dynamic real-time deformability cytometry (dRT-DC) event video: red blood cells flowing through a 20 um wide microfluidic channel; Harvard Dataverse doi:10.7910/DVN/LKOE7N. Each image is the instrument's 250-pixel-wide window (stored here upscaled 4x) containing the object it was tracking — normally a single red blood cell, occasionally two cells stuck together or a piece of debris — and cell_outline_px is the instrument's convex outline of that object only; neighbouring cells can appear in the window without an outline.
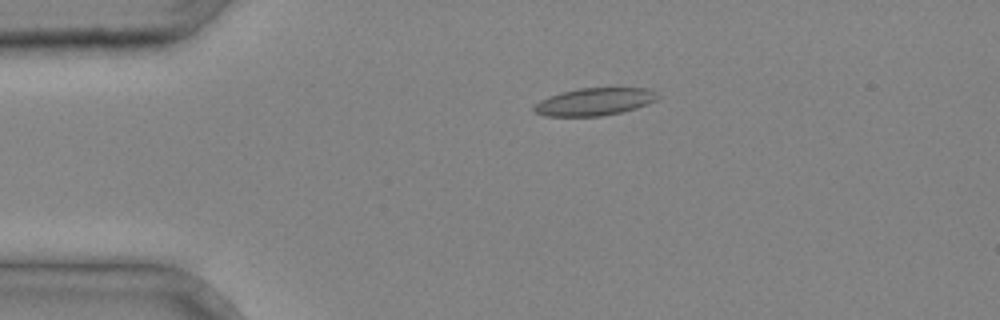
{"species": "common noctule bat (a hibernating species)", "species_latin": "Nyctalus noctula", "temperature_condition": "cold", "stored_images_in_passage": 3, "camera_frame_rate_fps": 3000, "um_per_image_px": 0.085, "animal": {"sex": "male", "body_mass_g": 20.4}, "frame": {"image": 1, "passage_image": 3, "time_ms": 0.667, "image_size_px": [1000, 320], "cell_outline_px": [[660, 96], [656, 100], [648, 104], [636, 108], [620, 112], [600, 116], [544, 116], [532, 112], [532, 108], [540, 100], [560, 92], [580, 88], [648, 88], [656, 92]], "centroid_in_image_um": [50.52, 8.65], "position_along_channel_um": 34.5, "area_um2": 19.88}}